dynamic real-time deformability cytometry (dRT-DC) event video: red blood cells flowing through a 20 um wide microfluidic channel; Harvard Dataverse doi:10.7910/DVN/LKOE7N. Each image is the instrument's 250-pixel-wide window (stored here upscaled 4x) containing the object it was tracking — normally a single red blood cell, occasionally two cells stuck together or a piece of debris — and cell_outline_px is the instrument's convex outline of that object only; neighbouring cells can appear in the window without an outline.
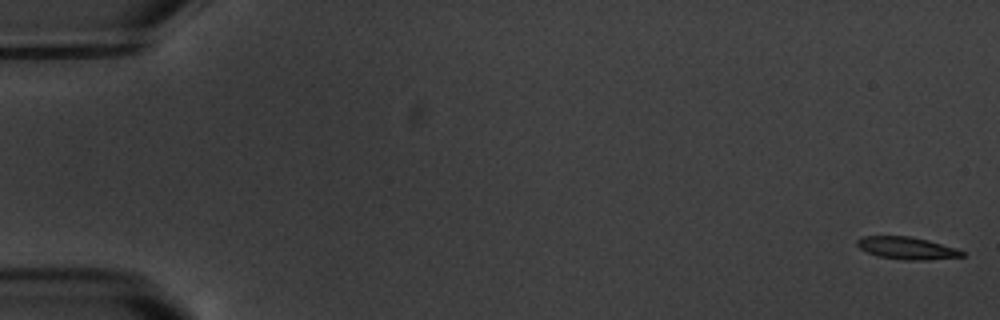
{"species": "common noctule bat (a hibernating species)", "species_latin": "Nyctalus noctula", "temperature_condition": "warm", "stored_images_in_passage": 6, "camera_frame_rate_fps": 3000, "um_per_image_px": 0.085, "animal": {"sex": "male", "body_mass_g": 20.1, "forearm_length_mm": 53.5}, "frame": {"image": 1, "passage_image": 1, "time_ms": 0.0, "image_size_px": [1000, 320], "cell_outline_px": [[964, 256], [924, 260], [904, 260], [876, 256], [860, 248], [856, 244], [856, 240], [864, 236], [908, 236], [928, 240], [956, 248], [964, 252]], "centroid_in_image_um": [77.06, 21.09], "position_along_channel_um": 7.9, "area_um2": 13.58}}
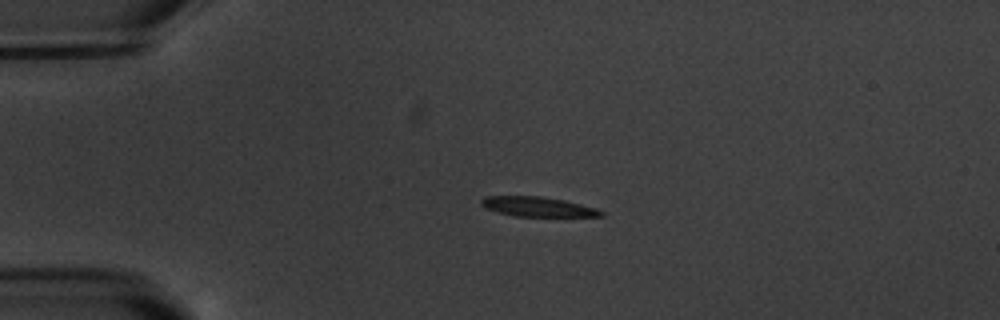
{"frame": {"image": 2, "passage_image": 5, "time_ms": 4.333, "image_size_px": [1000, 320], "cell_outline_px": [[604, 216], [516, 216], [496, 212], [484, 208], [480, 204], [480, 200], [484, 196], [540, 196], [564, 200], [596, 208], [604, 212]], "centroid_in_image_um": [45.65, 17.56], "position_along_channel_um": 39.3, "area_um2": 13.76}}